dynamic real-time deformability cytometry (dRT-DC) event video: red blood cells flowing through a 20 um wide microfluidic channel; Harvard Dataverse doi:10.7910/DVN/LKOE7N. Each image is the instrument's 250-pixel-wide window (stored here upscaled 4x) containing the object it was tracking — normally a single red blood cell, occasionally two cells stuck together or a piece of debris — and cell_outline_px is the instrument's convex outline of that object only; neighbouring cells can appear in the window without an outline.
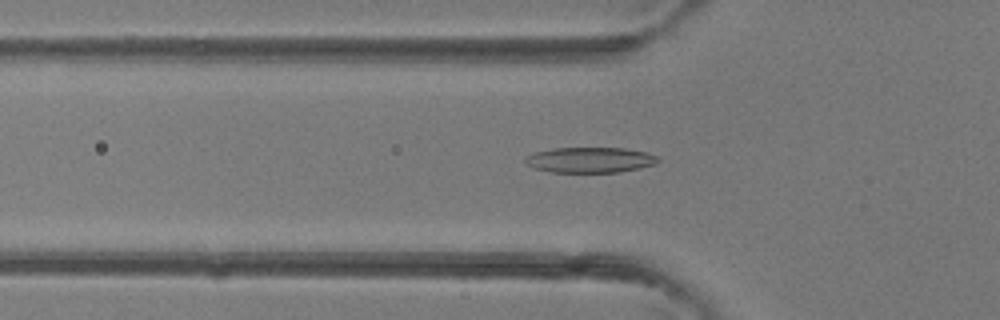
{"species": "common noctule bat (a hibernating species)", "species_latin": "Nyctalus noctula", "temperature_condition": "room temperature", "stored_images_in_passage": 41, "camera_frame_rate_fps": 3000, "um_per_image_px": 0.085, "animal": {"sex": "female"}, "frame": {"image": 1, "passage_image": 14, "time_ms": 4.333, "image_size_px": [1000, 320], "cell_outline_px": [[660, 160], [656, 164], [640, 168], [620, 172], [552, 172], [532, 168], [524, 160], [524, 156], [536, 152], [552, 148], [624, 148], [648, 152], [656, 156]], "centroid_in_image_um": [50.16, 13.59], "position_along_channel_um": 75.6, "area_um2": 19.83}}
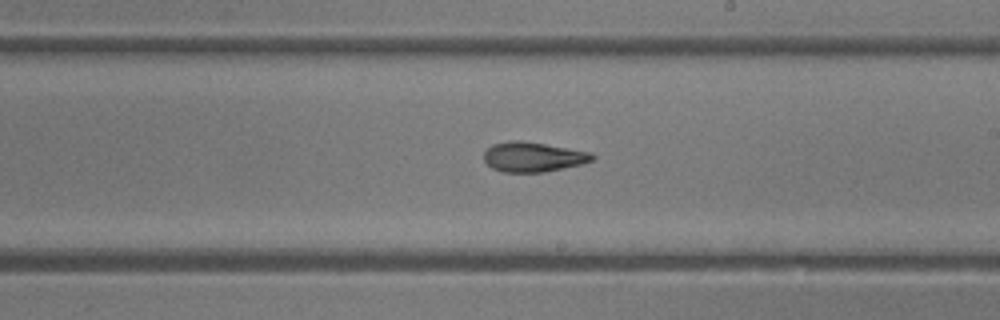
{"frame": {"image": 2, "passage_image": 24, "time_ms": 7.667, "image_size_px": [1000, 320], "cell_outline_px": [[596, 160], [580, 164], [544, 172], [504, 172], [492, 168], [484, 160], [484, 152], [492, 144], [508, 140], [520, 140], [592, 152], [596, 156]], "centroid_in_image_um": [45.32, 13.33], "position_along_channel_um": 243.7, "area_um2": 18.84}}
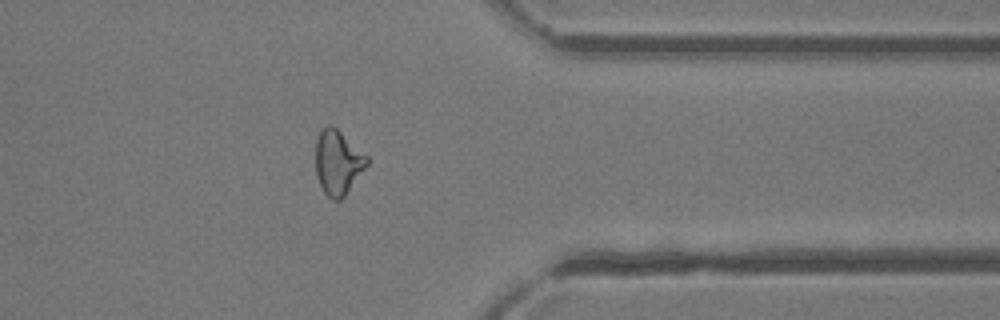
{"frame": {"image": 3, "passage_image": 33, "time_ms": 10.667, "image_size_px": [1000, 320], "cell_outline_px": [[368, 164], [344, 196], [340, 200], [332, 200], [324, 192], [316, 176], [316, 140], [320, 132], [328, 124], [332, 124], [368, 156]], "centroid_in_image_um": [28.71, 13.8], "position_along_channel_um": 382.7, "area_um2": 19.13}}